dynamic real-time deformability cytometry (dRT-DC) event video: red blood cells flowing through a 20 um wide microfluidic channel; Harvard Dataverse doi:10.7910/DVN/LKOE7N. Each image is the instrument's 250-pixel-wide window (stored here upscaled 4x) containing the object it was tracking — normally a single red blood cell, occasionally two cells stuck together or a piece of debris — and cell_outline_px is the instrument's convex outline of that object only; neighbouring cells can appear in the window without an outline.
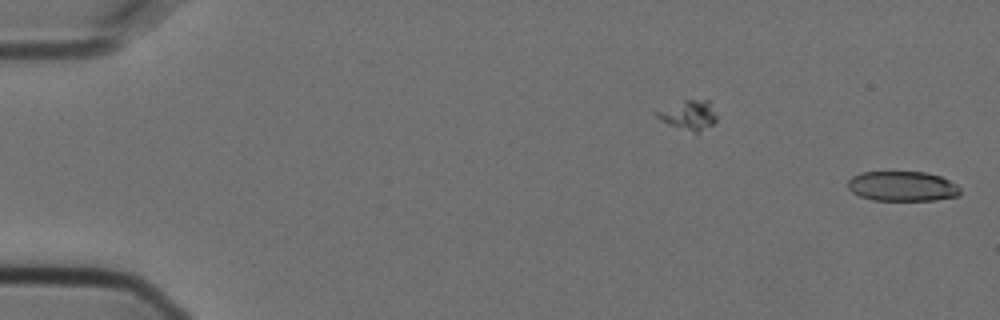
{"species": "Egyptian fruit bat (a non-hibernating species)", "species_latin": "Rousettus aegyptiacus", "temperature_condition": "cold", "stored_images_in_passage": 56, "camera_frame_rate_fps": 3000, "um_per_image_px": 0.085, "animal": {"sex": "female"}, "frame": {"image": 1, "passage_image": 1, "time_ms": 0.0, "image_size_px": [1000, 320], "cell_outline_px": [[960, 196], [936, 200], [872, 200], [860, 196], [852, 192], [848, 188], [848, 180], [852, 176], [860, 172], [924, 172], [940, 176], [956, 184], [960, 188]], "centroid_in_image_um": [76.7, 15.83], "position_along_channel_um": 8.3, "area_um2": 19.65}}
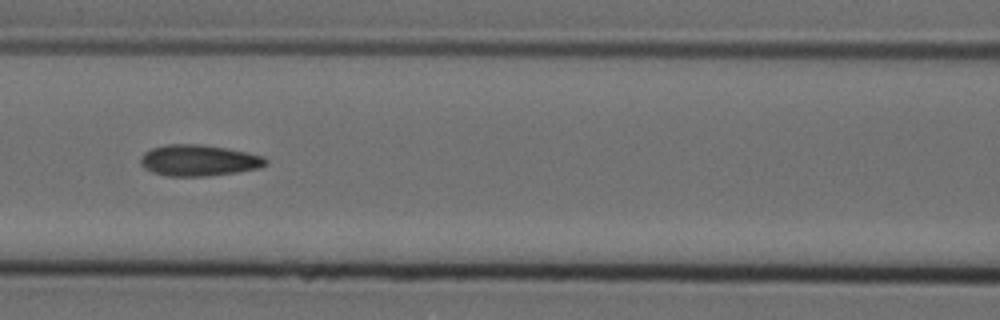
{"frame": {"image": 2, "passage_image": 25, "time_ms": 8.0, "image_size_px": [1000, 320], "cell_outline_px": [[268, 164], [260, 168], [236, 172], [204, 176], [168, 176], [152, 172], [144, 168], [140, 164], [140, 156], [144, 152], [152, 148], [168, 144], [200, 144], [228, 148], [248, 152], [264, 156], [268, 160]], "centroid_in_image_um": [16.9, 13.63], "position_along_channel_um": 149.7, "area_um2": 22.95}}
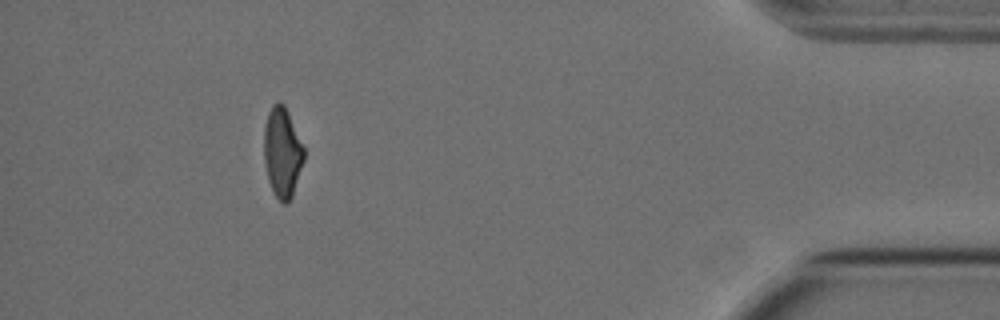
{"frame": {"image": 3, "passage_image": 51, "time_ms": 16.667, "image_size_px": [1000, 320], "cell_outline_px": [[304, 160], [292, 196], [288, 204], [284, 204], [276, 196], [268, 180], [264, 164], [264, 128], [268, 112], [272, 104], [280, 100], [284, 104], [288, 112], [304, 148]], "centroid_in_image_um": [23.98, 12.93], "position_along_channel_um": 411.2, "area_um2": 20.92}, "authors_computed_cell_mechanics": {"area_um2": 21.7617, "velocity_mm_per_s": 3.634, "shape_relaxation_time_tau1_ms": null, "shape_relaxation_time_tau2_ms": 2.4097, "deformation_change_tau1": null, "deformation_change_tau2": 0.0825}}